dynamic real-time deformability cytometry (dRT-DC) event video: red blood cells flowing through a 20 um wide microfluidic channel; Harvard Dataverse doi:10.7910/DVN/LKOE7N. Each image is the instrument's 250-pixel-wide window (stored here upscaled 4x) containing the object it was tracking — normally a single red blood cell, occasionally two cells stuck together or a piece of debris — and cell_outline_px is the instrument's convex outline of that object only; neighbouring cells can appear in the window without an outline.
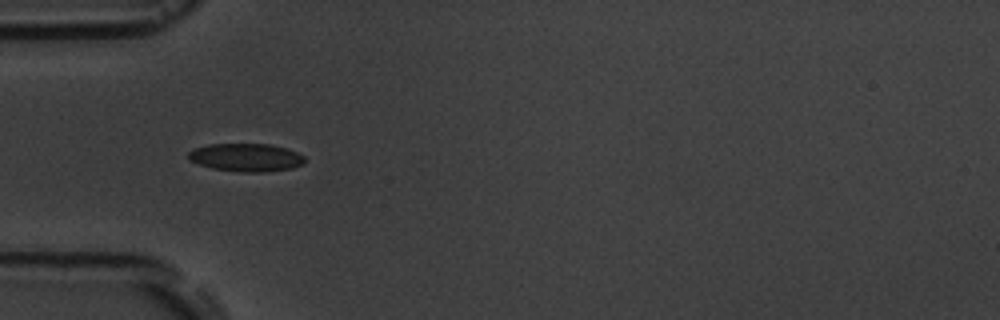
{"species": "common noctule bat (a hibernating species)", "species_latin": "Nyctalus noctula", "temperature_condition": "room temperature", "stored_images_in_passage": 6, "camera_frame_rate_fps": 3000, "um_per_image_px": 0.085, "animal": {"sex": "male", "body_mass_g": 19.5, "forearm_length_mm": 54.6}, "frame": {"image": 1, "passage_image": 5, "time_ms": 5.667, "image_size_px": [1000, 320], "cell_outline_px": [[304, 164], [292, 168], [260, 172], [240, 172], [212, 168], [188, 160], [188, 152], [196, 148], [208, 144], [268, 144], [288, 148], [304, 156]], "centroid_in_image_um": [20.92, 13.38], "position_along_channel_um": 64.1, "area_um2": 18.96}}
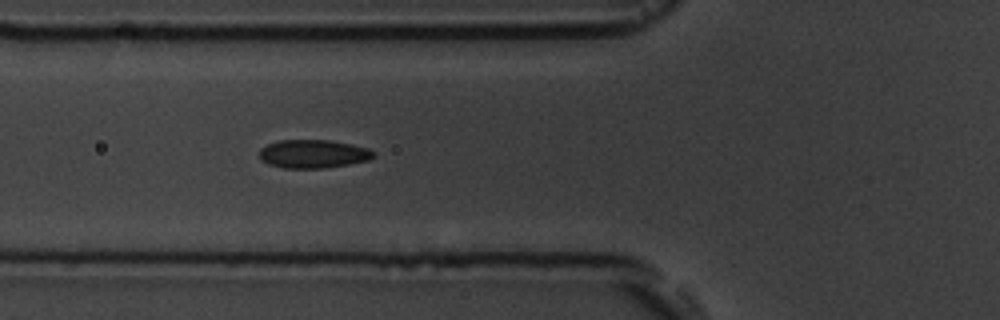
{"frame": {"image": 2, "passage_image": 6, "time_ms": 6.667, "image_size_px": [1000, 320], "cell_outline_px": [[376, 156], [368, 160], [348, 164], [324, 168], [284, 168], [268, 164], [260, 160], [260, 148], [276, 140], [328, 140], [352, 144], [368, 148], [376, 152]], "centroid_in_image_um": [26.62, 13.08], "position_along_channel_um": 99.2, "area_um2": 19.02}}